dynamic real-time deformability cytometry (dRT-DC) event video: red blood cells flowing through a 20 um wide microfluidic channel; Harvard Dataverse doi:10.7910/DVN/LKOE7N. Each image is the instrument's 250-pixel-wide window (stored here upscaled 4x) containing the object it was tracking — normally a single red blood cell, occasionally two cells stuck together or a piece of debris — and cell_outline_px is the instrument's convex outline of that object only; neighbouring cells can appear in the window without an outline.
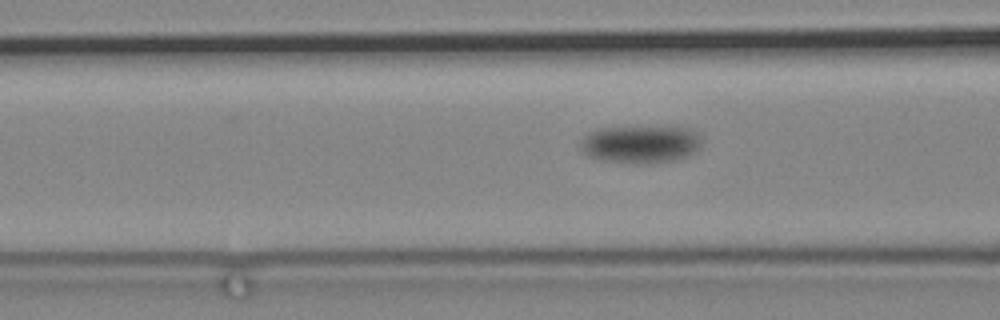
{"species": "common noctule bat (a hibernating species)", "species_latin": "Nyctalus noctula", "temperature_condition": "cold", "stored_images_in_passage": 61, "camera_frame_rate_fps": 3000, "um_per_image_px": 0.085, "animal": {"sex": "male", "body_mass_g": 19.2, "forearm_length_mm": 51.8}, "frame": {"image": 1, "passage_image": 11, "time_ms": 3.333, "image_size_px": [1000, 320], "cell_outline_px": [[704, 140], [700, 148], [696, 152], [688, 156], [676, 160], [652, 164], [636, 164], [600, 160], [588, 156], [580, 148], [580, 140], [588, 132], [600, 128], [692, 128]], "centroid_in_image_um": [54.48, 12.29], "position_along_channel_um": 112.1, "area_um2": 26.93}}
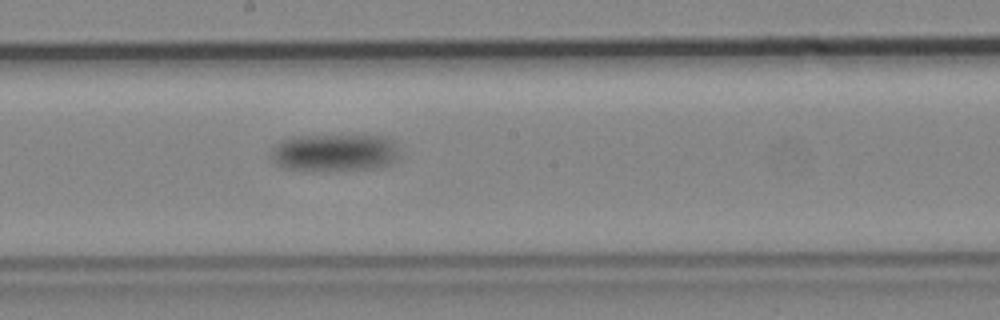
{"frame": {"image": 2, "passage_image": 24, "time_ms": 7.667, "image_size_px": [1000, 320], "cell_outline_px": [[396, 160], [392, 164], [376, 168], [300, 172], [280, 168], [272, 160], [272, 148], [280, 140], [292, 136], [384, 136], [392, 140], [396, 148]], "centroid_in_image_um": [28.35, 13.0], "position_along_channel_um": 219.9, "area_um2": 28.44}}
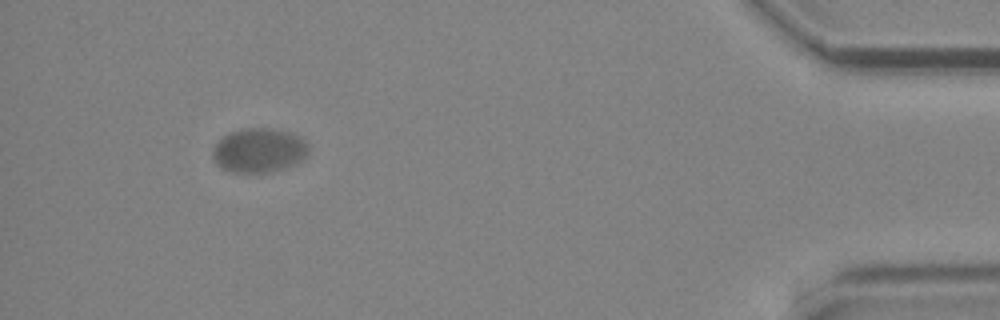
{"frame": {"image": 3, "passage_image": 55, "time_ms": 18.0, "image_size_px": [1000, 320], "cell_outline_px": [[308, 156], [284, 168], [272, 172], [232, 172], [220, 168], [216, 164], [212, 156], [212, 148], [228, 132], [248, 128], [280, 128], [292, 132], [300, 136], [308, 144]], "centroid_in_image_um": [22.02, 12.76], "position_along_channel_um": 413.2, "area_um2": 25.03}}